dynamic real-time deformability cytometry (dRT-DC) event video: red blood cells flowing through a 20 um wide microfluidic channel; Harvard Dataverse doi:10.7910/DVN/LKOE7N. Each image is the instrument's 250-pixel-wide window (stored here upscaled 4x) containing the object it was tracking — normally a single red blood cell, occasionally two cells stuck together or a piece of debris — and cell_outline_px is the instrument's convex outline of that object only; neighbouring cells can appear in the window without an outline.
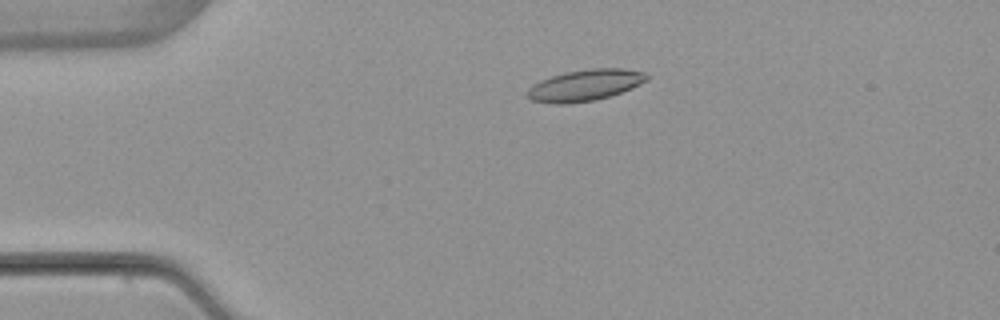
{"species": "common noctule bat (a hibernating species)", "species_latin": "Nyctalus noctula", "temperature_condition": "warm", "stored_images_in_passage": 4, "camera_frame_rate_fps": 3000, "um_per_image_px": 0.085, "animal": {"sex": "female", "body_mass_g": 22.7, "forearm_length_mm": 54.2}, "frame": {"image": 1, "passage_image": 3, "time_ms": 3.333, "image_size_px": [1000, 320], "cell_outline_px": [[648, 80], [632, 88], [596, 100], [564, 104], [556, 104], [532, 100], [528, 96], [528, 88], [532, 84], [540, 80], [564, 72], [592, 68], [624, 68], [644, 72], [648, 76]], "centroid_in_image_um": [49.73, 7.23], "position_along_channel_um": 35.3, "area_um2": 21.73}}